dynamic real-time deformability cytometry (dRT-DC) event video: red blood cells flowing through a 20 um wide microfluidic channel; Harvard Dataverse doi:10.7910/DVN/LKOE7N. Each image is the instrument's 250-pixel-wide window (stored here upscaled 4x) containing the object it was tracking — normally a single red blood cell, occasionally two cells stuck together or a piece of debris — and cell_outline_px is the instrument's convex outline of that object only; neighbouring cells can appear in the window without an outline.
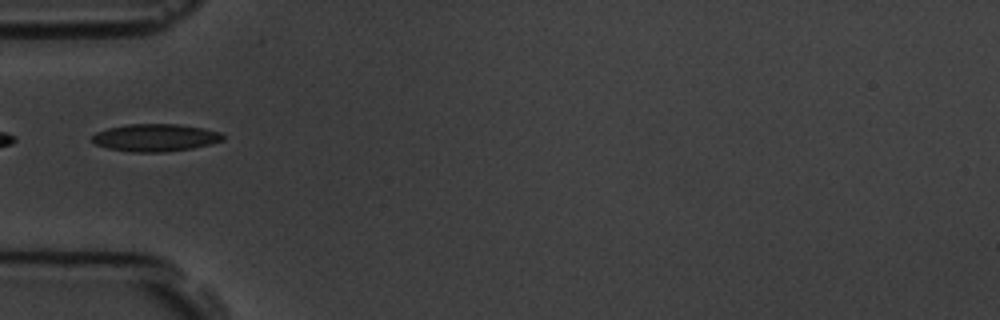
{"species": "common noctule bat (a hibernating species)", "species_latin": "Nyctalus noctula", "temperature_condition": "room temperature", "stored_images_in_passage": 6, "camera_frame_rate_fps": 3000, "um_per_image_px": 0.085, "animal": {"sex": "male", "body_mass_g": 19.5, "forearm_length_mm": 54.6}, "frame": {"image": 1, "passage_image": 6, "time_ms": 5.667, "image_size_px": [1000, 320], "cell_outline_px": [[224, 140], [192, 148], [164, 152], [132, 152], [108, 148], [96, 144], [92, 140], [92, 136], [96, 132], [108, 128], [128, 124], [180, 124], [204, 128], [220, 132], [224, 136]], "centroid_in_image_um": [13.21, 11.69], "position_along_channel_um": 71.8, "area_um2": 20.87}}